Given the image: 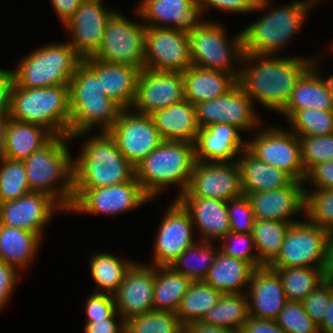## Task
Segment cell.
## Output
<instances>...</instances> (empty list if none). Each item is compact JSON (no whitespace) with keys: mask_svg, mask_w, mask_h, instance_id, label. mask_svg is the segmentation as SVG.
<instances>
[{"mask_svg":"<svg viewBox=\"0 0 333 333\" xmlns=\"http://www.w3.org/2000/svg\"><path fill=\"white\" fill-rule=\"evenodd\" d=\"M246 143L258 159L283 170L294 180L305 182L306 172L301 160V142L289 128L264 127Z\"/></svg>","mask_w":333,"mask_h":333,"instance_id":"12","label":"cell"},{"mask_svg":"<svg viewBox=\"0 0 333 333\" xmlns=\"http://www.w3.org/2000/svg\"><path fill=\"white\" fill-rule=\"evenodd\" d=\"M291 224L277 220H255L253 239L259 262L269 266L279 255Z\"/></svg>","mask_w":333,"mask_h":333,"instance_id":"41","label":"cell"},{"mask_svg":"<svg viewBox=\"0 0 333 333\" xmlns=\"http://www.w3.org/2000/svg\"><path fill=\"white\" fill-rule=\"evenodd\" d=\"M53 9L64 25L84 0H50Z\"/></svg>","mask_w":333,"mask_h":333,"instance_id":"59","label":"cell"},{"mask_svg":"<svg viewBox=\"0 0 333 333\" xmlns=\"http://www.w3.org/2000/svg\"><path fill=\"white\" fill-rule=\"evenodd\" d=\"M324 278L333 282V230L327 232L325 240Z\"/></svg>","mask_w":333,"mask_h":333,"instance_id":"60","label":"cell"},{"mask_svg":"<svg viewBox=\"0 0 333 333\" xmlns=\"http://www.w3.org/2000/svg\"><path fill=\"white\" fill-rule=\"evenodd\" d=\"M251 250L254 251L251 252ZM219 251L227 256L248 262L254 269L263 266L259 262L258 253L255 252L256 247L252 233L229 232L222 239Z\"/></svg>","mask_w":333,"mask_h":333,"instance_id":"49","label":"cell"},{"mask_svg":"<svg viewBox=\"0 0 333 333\" xmlns=\"http://www.w3.org/2000/svg\"><path fill=\"white\" fill-rule=\"evenodd\" d=\"M227 207L231 232L252 233L255 218L249 198L243 195L229 200Z\"/></svg>","mask_w":333,"mask_h":333,"instance_id":"50","label":"cell"},{"mask_svg":"<svg viewBox=\"0 0 333 333\" xmlns=\"http://www.w3.org/2000/svg\"><path fill=\"white\" fill-rule=\"evenodd\" d=\"M57 210L65 211L51 196L31 191L16 200L1 203L0 224L29 230L43 238L44 227Z\"/></svg>","mask_w":333,"mask_h":333,"instance_id":"22","label":"cell"},{"mask_svg":"<svg viewBox=\"0 0 333 333\" xmlns=\"http://www.w3.org/2000/svg\"><path fill=\"white\" fill-rule=\"evenodd\" d=\"M290 130L297 136L333 134V110L305 109L295 111L288 119Z\"/></svg>","mask_w":333,"mask_h":333,"instance_id":"44","label":"cell"},{"mask_svg":"<svg viewBox=\"0 0 333 333\" xmlns=\"http://www.w3.org/2000/svg\"><path fill=\"white\" fill-rule=\"evenodd\" d=\"M128 333H182L184 326L176 313L152 310L125 321Z\"/></svg>","mask_w":333,"mask_h":333,"instance_id":"43","label":"cell"},{"mask_svg":"<svg viewBox=\"0 0 333 333\" xmlns=\"http://www.w3.org/2000/svg\"><path fill=\"white\" fill-rule=\"evenodd\" d=\"M155 127L164 141L195 143L199 126L196 106L182 100L151 114Z\"/></svg>","mask_w":333,"mask_h":333,"instance_id":"30","label":"cell"},{"mask_svg":"<svg viewBox=\"0 0 333 333\" xmlns=\"http://www.w3.org/2000/svg\"><path fill=\"white\" fill-rule=\"evenodd\" d=\"M83 61L101 78L105 95L123 109H131L136 98L140 68L111 62H103L91 56Z\"/></svg>","mask_w":333,"mask_h":333,"instance_id":"28","label":"cell"},{"mask_svg":"<svg viewBox=\"0 0 333 333\" xmlns=\"http://www.w3.org/2000/svg\"><path fill=\"white\" fill-rule=\"evenodd\" d=\"M182 76L185 100L192 105L225 95L237 84L232 74L197 66H190Z\"/></svg>","mask_w":333,"mask_h":333,"instance_id":"32","label":"cell"},{"mask_svg":"<svg viewBox=\"0 0 333 333\" xmlns=\"http://www.w3.org/2000/svg\"><path fill=\"white\" fill-rule=\"evenodd\" d=\"M197 2L203 7L205 12H207L206 10L209 7H212L223 12L236 14L262 12L263 10L266 11L267 7L273 6L270 4V0H197Z\"/></svg>","mask_w":333,"mask_h":333,"instance_id":"53","label":"cell"},{"mask_svg":"<svg viewBox=\"0 0 333 333\" xmlns=\"http://www.w3.org/2000/svg\"><path fill=\"white\" fill-rule=\"evenodd\" d=\"M82 61L67 41L42 45L24 57L14 69V85L26 88L69 86Z\"/></svg>","mask_w":333,"mask_h":333,"instance_id":"8","label":"cell"},{"mask_svg":"<svg viewBox=\"0 0 333 333\" xmlns=\"http://www.w3.org/2000/svg\"><path fill=\"white\" fill-rule=\"evenodd\" d=\"M321 0H299L282 7L269 8L266 15L242 30L244 53L277 56L289 43L313 6Z\"/></svg>","mask_w":333,"mask_h":333,"instance_id":"7","label":"cell"},{"mask_svg":"<svg viewBox=\"0 0 333 333\" xmlns=\"http://www.w3.org/2000/svg\"><path fill=\"white\" fill-rule=\"evenodd\" d=\"M155 266L135 262L113 295L117 313L127 321L154 310Z\"/></svg>","mask_w":333,"mask_h":333,"instance_id":"23","label":"cell"},{"mask_svg":"<svg viewBox=\"0 0 333 333\" xmlns=\"http://www.w3.org/2000/svg\"><path fill=\"white\" fill-rule=\"evenodd\" d=\"M221 24L208 20L188 32L191 63L192 66L232 74L238 80L240 68L235 66L241 64L244 55L242 31L228 40Z\"/></svg>","mask_w":333,"mask_h":333,"instance_id":"9","label":"cell"},{"mask_svg":"<svg viewBox=\"0 0 333 333\" xmlns=\"http://www.w3.org/2000/svg\"><path fill=\"white\" fill-rule=\"evenodd\" d=\"M135 176L126 183L100 188H73L70 212L91 215H116L150 202Z\"/></svg>","mask_w":333,"mask_h":333,"instance_id":"11","label":"cell"},{"mask_svg":"<svg viewBox=\"0 0 333 333\" xmlns=\"http://www.w3.org/2000/svg\"><path fill=\"white\" fill-rule=\"evenodd\" d=\"M145 32L144 23H135L115 10L106 24L100 47L91 57L142 70L145 60Z\"/></svg>","mask_w":333,"mask_h":333,"instance_id":"10","label":"cell"},{"mask_svg":"<svg viewBox=\"0 0 333 333\" xmlns=\"http://www.w3.org/2000/svg\"><path fill=\"white\" fill-rule=\"evenodd\" d=\"M53 137L43 126L9 118L5 132V158L23 161Z\"/></svg>","mask_w":333,"mask_h":333,"instance_id":"34","label":"cell"},{"mask_svg":"<svg viewBox=\"0 0 333 333\" xmlns=\"http://www.w3.org/2000/svg\"><path fill=\"white\" fill-rule=\"evenodd\" d=\"M190 66L187 32L174 28L146 27L144 69L183 73Z\"/></svg>","mask_w":333,"mask_h":333,"instance_id":"17","label":"cell"},{"mask_svg":"<svg viewBox=\"0 0 333 333\" xmlns=\"http://www.w3.org/2000/svg\"><path fill=\"white\" fill-rule=\"evenodd\" d=\"M275 321L286 333H320L301 301L287 300Z\"/></svg>","mask_w":333,"mask_h":333,"instance_id":"48","label":"cell"},{"mask_svg":"<svg viewBox=\"0 0 333 333\" xmlns=\"http://www.w3.org/2000/svg\"><path fill=\"white\" fill-rule=\"evenodd\" d=\"M114 11L104 8L102 0H84L64 24L71 36L67 42L82 58L92 56L98 50Z\"/></svg>","mask_w":333,"mask_h":333,"instance_id":"21","label":"cell"},{"mask_svg":"<svg viewBox=\"0 0 333 333\" xmlns=\"http://www.w3.org/2000/svg\"><path fill=\"white\" fill-rule=\"evenodd\" d=\"M184 99V81L181 72L142 69L131 109L151 115Z\"/></svg>","mask_w":333,"mask_h":333,"instance_id":"19","label":"cell"},{"mask_svg":"<svg viewBox=\"0 0 333 333\" xmlns=\"http://www.w3.org/2000/svg\"><path fill=\"white\" fill-rule=\"evenodd\" d=\"M305 181H310L314 189H333V161L315 165L306 174Z\"/></svg>","mask_w":333,"mask_h":333,"instance_id":"55","label":"cell"},{"mask_svg":"<svg viewBox=\"0 0 333 333\" xmlns=\"http://www.w3.org/2000/svg\"><path fill=\"white\" fill-rule=\"evenodd\" d=\"M123 157L133 166L157 148L163 139L151 115L123 109L115 124L107 131Z\"/></svg>","mask_w":333,"mask_h":333,"instance_id":"14","label":"cell"},{"mask_svg":"<svg viewBox=\"0 0 333 333\" xmlns=\"http://www.w3.org/2000/svg\"><path fill=\"white\" fill-rule=\"evenodd\" d=\"M161 219L153 249L151 266H170L178 256L197 241L188 211L174 198Z\"/></svg>","mask_w":333,"mask_h":333,"instance_id":"18","label":"cell"},{"mask_svg":"<svg viewBox=\"0 0 333 333\" xmlns=\"http://www.w3.org/2000/svg\"><path fill=\"white\" fill-rule=\"evenodd\" d=\"M184 333H237L224 327L205 324L203 321H193L184 326Z\"/></svg>","mask_w":333,"mask_h":333,"instance_id":"61","label":"cell"},{"mask_svg":"<svg viewBox=\"0 0 333 333\" xmlns=\"http://www.w3.org/2000/svg\"><path fill=\"white\" fill-rule=\"evenodd\" d=\"M213 247V242H196L184 250L170 267L192 282L204 281L219 251V246L217 250Z\"/></svg>","mask_w":333,"mask_h":333,"instance_id":"40","label":"cell"},{"mask_svg":"<svg viewBox=\"0 0 333 333\" xmlns=\"http://www.w3.org/2000/svg\"><path fill=\"white\" fill-rule=\"evenodd\" d=\"M253 103L237 83L225 95L195 105L198 126L201 129L213 124L226 123L235 125L241 132L255 130L261 124V120Z\"/></svg>","mask_w":333,"mask_h":333,"instance_id":"16","label":"cell"},{"mask_svg":"<svg viewBox=\"0 0 333 333\" xmlns=\"http://www.w3.org/2000/svg\"><path fill=\"white\" fill-rule=\"evenodd\" d=\"M13 85L14 70H4L0 68V114L9 112Z\"/></svg>","mask_w":333,"mask_h":333,"instance_id":"57","label":"cell"},{"mask_svg":"<svg viewBox=\"0 0 333 333\" xmlns=\"http://www.w3.org/2000/svg\"><path fill=\"white\" fill-rule=\"evenodd\" d=\"M307 220L326 231L333 230V189L305 188V214Z\"/></svg>","mask_w":333,"mask_h":333,"instance_id":"46","label":"cell"},{"mask_svg":"<svg viewBox=\"0 0 333 333\" xmlns=\"http://www.w3.org/2000/svg\"><path fill=\"white\" fill-rule=\"evenodd\" d=\"M9 118V113L0 114V160L5 158V132Z\"/></svg>","mask_w":333,"mask_h":333,"instance_id":"63","label":"cell"},{"mask_svg":"<svg viewBox=\"0 0 333 333\" xmlns=\"http://www.w3.org/2000/svg\"><path fill=\"white\" fill-rule=\"evenodd\" d=\"M240 131L235 125L226 123L199 129L194 143L196 161H238L237 156H240L247 143L240 137Z\"/></svg>","mask_w":333,"mask_h":333,"instance_id":"26","label":"cell"},{"mask_svg":"<svg viewBox=\"0 0 333 333\" xmlns=\"http://www.w3.org/2000/svg\"><path fill=\"white\" fill-rule=\"evenodd\" d=\"M241 154L237 162L244 195L280 189L294 181L289 174L258 159L247 148Z\"/></svg>","mask_w":333,"mask_h":333,"instance_id":"31","label":"cell"},{"mask_svg":"<svg viewBox=\"0 0 333 333\" xmlns=\"http://www.w3.org/2000/svg\"><path fill=\"white\" fill-rule=\"evenodd\" d=\"M86 322L94 320H116L122 318L116 311L114 296L106 293H92L85 304Z\"/></svg>","mask_w":333,"mask_h":333,"instance_id":"52","label":"cell"},{"mask_svg":"<svg viewBox=\"0 0 333 333\" xmlns=\"http://www.w3.org/2000/svg\"><path fill=\"white\" fill-rule=\"evenodd\" d=\"M69 98L71 140L84 138L97 126L100 132H107L123 110L105 95L101 78L84 61L77 66L70 80Z\"/></svg>","mask_w":333,"mask_h":333,"instance_id":"2","label":"cell"},{"mask_svg":"<svg viewBox=\"0 0 333 333\" xmlns=\"http://www.w3.org/2000/svg\"><path fill=\"white\" fill-rule=\"evenodd\" d=\"M188 211L193 227L197 225L199 241H221L231 232L227 201L204 197H176ZM196 224V225H195Z\"/></svg>","mask_w":333,"mask_h":333,"instance_id":"27","label":"cell"},{"mask_svg":"<svg viewBox=\"0 0 333 333\" xmlns=\"http://www.w3.org/2000/svg\"><path fill=\"white\" fill-rule=\"evenodd\" d=\"M253 271L254 268L248 262L218 251L204 282L222 294H244L241 287L249 285Z\"/></svg>","mask_w":333,"mask_h":333,"instance_id":"35","label":"cell"},{"mask_svg":"<svg viewBox=\"0 0 333 333\" xmlns=\"http://www.w3.org/2000/svg\"><path fill=\"white\" fill-rule=\"evenodd\" d=\"M117 320H94L86 322L85 333H123L125 331V321L123 318Z\"/></svg>","mask_w":333,"mask_h":333,"instance_id":"58","label":"cell"},{"mask_svg":"<svg viewBox=\"0 0 333 333\" xmlns=\"http://www.w3.org/2000/svg\"><path fill=\"white\" fill-rule=\"evenodd\" d=\"M8 113L12 119L43 126L54 136H69V86L26 88L13 85Z\"/></svg>","mask_w":333,"mask_h":333,"instance_id":"6","label":"cell"},{"mask_svg":"<svg viewBox=\"0 0 333 333\" xmlns=\"http://www.w3.org/2000/svg\"><path fill=\"white\" fill-rule=\"evenodd\" d=\"M325 317L318 326L320 333H333V294L325 310Z\"/></svg>","mask_w":333,"mask_h":333,"instance_id":"62","label":"cell"},{"mask_svg":"<svg viewBox=\"0 0 333 333\" xmlns=\"http://www.w3.org/2000/svg\"><path fill=\"white\" fill-rule=\"evenodd\" d=\"M332 294L333 282L325 279L302 301L307 315L318 326L325 317V310Z\"/></svg>","mask_w":333,"mask_h":333,"instance_id":"51","label":"cell"},{"mask_svg":"<svg viewBox=\"0 0 333 333\" xmlns=\"http://www.w3.org/2000/svg\"><path fill=\"white\" fill-rule=\"evenodd\" d=\"M280 276L287 300L303 301L325 278L323 269L271 268Z\"/></svg>","mask_w":333,"mask_h":333,"instance_id":"42","label":"cell"},{"mask_svg":"<svg viewBox=\"0 0 333 333\" xmlns=\"http://www.w3.org/2000/svg\"><path fill=\"white\" fill-rule=\"evenodd\" d=\"M135 262L120 259L113 253H96L90 259V271L98 289L96 293L114 295L123 281L125 273Z\"/></svg>","mask_w":333,"mask_h":333,"instance_id":"37","label":"cell"},{"mask_svg":"<svg viewBox=\"0 0 333 333\" xmlns=\"http://www.w3.org/2000/svg\"><path fill=\"white\" fill-rule=\"evenodd\" d=\"M79 152L73 158V188L113 186L135 176V167L123 157L108 132L84 140Z\"/></svg>","mask_w":333,"mask_h":333,"instance_id":"4","label":"cell"},{"mask_svg":"<svg viewBox=\"0 0 333 333\" xmlns=\"http://www.w3.org/2000/svg\"><path fill=\"white\" fill-rule=\"evenodd\" d=\"M326 230L316 224L299 221L286 232L281 251L270 268L309 267L323 269Z\"/></svg>","mask_w":333,"mask_h":333,"instance_id":"13","label":"cell"},{"mask_svg":"<svg viewBox=\"0 0 333 333\" xmlns=\"http://www.w3.org/2000/svg\"><path fill=\"white\" fill-rule=\"evenodd\" d=\"M315 58L256 55L244 53L237 83L252 99L280 113L292 90ZM244 66V67H243Z\"/></svg>","mask_w":333,"mask_h":333,"instance_id":"1","label":"cell"},{"mask_svg":"<svg viewBox=\"0 0 333 333\" xmlns=\"http://www.w3.org/2000/svg\"><path fill=\"white\" fill-rule=\"evenodd\" d=\"M18 270L0 260V311L11 299L19 280Z\"/></svg>","mask_w":333,"mask_h":333,"instance_id":"54","label":"cell"},{"mask_svg":"<svg viewBox=\"0 0 333 333\" xmlns=\"http://www.w3.org/2000/svg\"><path fill=\"white\" fill-rule=\"evenodd\" d=\"M67 142H73L70 136H54L23 160L30 190L51 196L65 212L73 205V158Z\"/></svg>","mask_w":333,"mask_h":333,"instance_id":"3","label":"cell"},{"mask_svg":"<svg viewBox=\"0 0 333 333\" xmlns=\"http://www.w3.org/2000/svg\"><path fill=\"white\" fill-rule=\"evenodd\" d=\"M0 202L16 200L31 192L23 161L0 160Z\"/></svg>","mask_w":333,"mask_h":333,"instance_id":"45","label":"cell"},{"mask_svg":"<svg viewBox=\"0 0 333 333\" xmlns=\"http://www.w3.org/2000/svg\"><path fill=\"white\" fill-rule=\"evenodd\" d=\"M192 281L170 266L155 267L153 307L157 311L176 313Z\"/></svg>","mask_w":333,"mask_h":333,"instance_id":"36","label":"cell"},{"mask_svg":"<svg viewBox=\"0 0 333 333\" xmlns=\"http://www.w3.org/2000/svg\"><path fill=\"white\" fill-rule=\"evenodd\" d=\"M239 333H286L275 320L249 316Z\"/></svg>","mask_w":333,"mask_h":333,"instance_id":"56","label":"cell"},{"mask_svg":"<svg viewBox=\"0 0 333 333\" xmlns=\"http://www.w3.org/2000/svg\"><path fill=\"white\" fill-rule=\"evenodd\" d=\"M301 142V160L306 174L317 164L333 161V134L298 136Z\"/></svg>","mask_w":333,"mask_h":333,"instance_id":"47","label":"cell"},{"mask_svg":"<svg viewBox=\"0 0 333 333\" xmlns=\"http://www.w3.org/2000/svg\"><path fill=\"white\" fill-rule=\"evenodd\" d=\"M318 57L314 64L302 75L292 90L286 107L280 112L286 120L295 112L305 109L333 110L330 87L317 69Z\"/></svg>","mask_w":333,"mask_h":333,"instance_id":"29","label":"cell"},{"mask_svg":"<svg viewBox=\"0 0 333 333\" xmlns=\"http://www.w3.org/2000/svg\"><path fill=\"white\" fill-rule=\"evenodd\" d=\"M195 159L194 143L164 141L135 167V178L152 199L167 186L176 185L177 197L187 190Z\"/></svg>","mask_w":333,"mask_h":333,"instance_id":"5","label":"cell"},{"mask_svg":"<svg viewBox=\"0 0 333 333\" xmlns=\"http://www.w3.org/2000/svg\"><path fill=\"white\" fill-rule=\"evenodd\" d=\"M137 16L146 27L174 28L184 32L203 26V7L197 0H141Z\"/></svg>","mask_w":333,"mask_h":333,"instance_id":"20","label":"cell"},{"mask_svg":"<svg viewBox=\"0 0 333 333\" xmlns=\"http://www.w3.org/2000/svg\"><path fill=\"white\" fill-rule=\"evenodd\" d=\"M42 240L37 233L0 224V260L24 270L37 256Z\"/></svg>","mask_w":333,"mask_h":333,"instance_id":"33","label":"cell"},{"mask_svg":"<svg viewBox=\"0 0 333 333\" xmlns=\"http://www.w3.org/2000/svg\"><path fill=\"white\" fill-rule=\"evenodd\" d=\"M221 295V292L204 281L192 282L176 312L181 324L185 326L193 321H202L218 303Z\"/></svg>","mask_w":333,"mask_h":333,"instance_id":"39","label":"cell"},{"mask_svg":"<svg viewBox=\"0 0 333 333\" xmlns=\"http://www.w3.org/2000/svg\"><path fill=\"white\" fill-rule=\"evenodd\" d=\"M326 80L330 87L331 100H332V104H333V76H329V77L327 76Z\"/></svg>","mask_w":333,"mask_h":333,"instance_id":"64","label":"cell"},{"mask_svg":"<svg viewBox=\"0 0 333 333\" xmlns=\"http://www.w3.org/2000/svg\"><path fill=\"white\" fill-rule=\"evenodd\" d=\"M243 195L241 170L237 161H196L187 190L178 197H204L229 201Z\"/></svg>","mask_w":333,"mask_h":333,"instance_id":"15","label":"cell"},{"mask_svg":"<svg viewBox=\"0 0 333 333\" xmlns=\"http://www.w3.org/2000/svg\"><path fill=\"white\" fill-rule=\"evenodd\" d=\"M246 295L249 315L259 319L275 320L287 302L280 276L269 266L254 269Z\"/></svg>","mask_w":333,"mask_h":333,"instance_id":"25","label":"cell"},{"mask_svg":"<svg viewBox=\"0 0 333 333\" xmlns=\"http://www.w3.org/2000/svg\"><path fill=\"white\" fill-rule=\"evenodd\" d=\"M304 183L294 180L287 187L247 194L255 220H277L289 224L298 222L293 215L305 214Z\"/></svg>","mask_w":333,"mask_h":333,"instance_id":"24","label":"cell"},{"mask_svg":"<svg viewBox=\"0 0 333 333\" xmlns=\"http://www.w3.org/2000/svg\"><path fill=\"white\" fill-rule=\"evenodd\" d=\"M246 293L222 294L218 303L203 318L205 324L224 327L237 333L249 317Z\"/></svg>","mask_w":333,"mask_h":333,"instance_id":"38","label":"cell"}]
</instances>
